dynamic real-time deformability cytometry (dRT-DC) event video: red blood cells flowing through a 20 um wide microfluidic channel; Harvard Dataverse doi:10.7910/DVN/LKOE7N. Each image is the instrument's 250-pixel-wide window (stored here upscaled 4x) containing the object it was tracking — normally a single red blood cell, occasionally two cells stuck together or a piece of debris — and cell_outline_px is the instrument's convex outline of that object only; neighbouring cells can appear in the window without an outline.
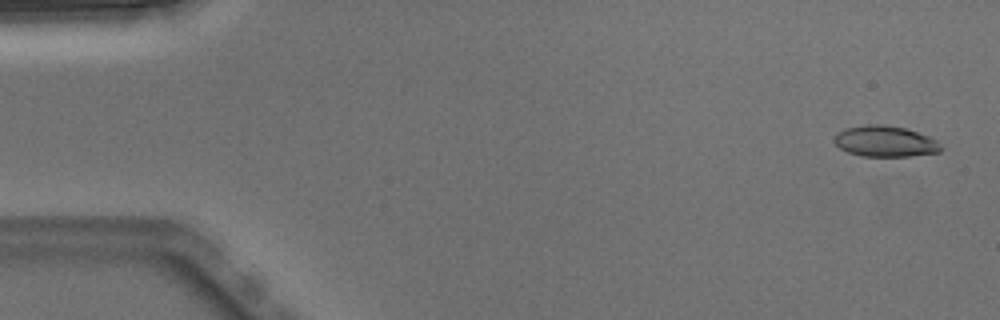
{"species": "Egyptian fruit bat (a non-hibernating species)", "species_latin": "Rousettus aegyptiacus", "temperature_condition": "warm", "stored_images_in_passage": 6, "camera_frame_rate_fps": 3000, "um_per_image_px": 0.085, "animal": {"sex": "male"}, "frame": {"image": 1, "passage_image": 1, "time_ms": 0.0, "image_size_px": [1000, 320], "cell_outline_px": [[944, 148], [940, 152], [912, 156], [860, 156], [848, 152], [840, 148], [832, 140], [836, 132], [848, 128], [868, 124], [884, 124], [904, 128], [928, 136], [936, 140]], "centroid_in_image_um": [75.23, 12.02], "position_along_channel_um": 9.8, "area_um2": 19.31}}
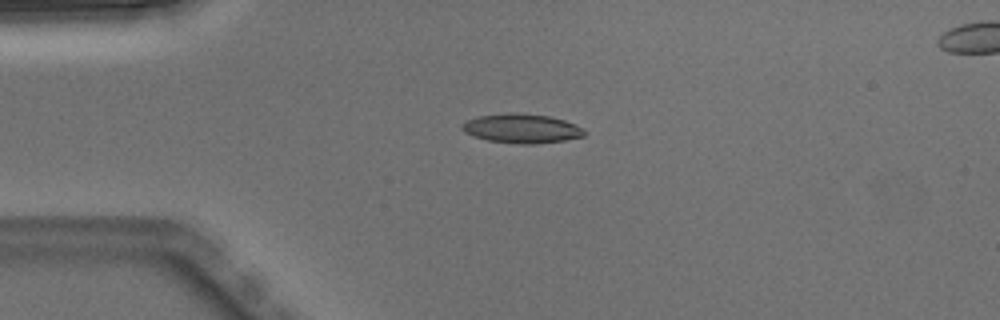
{"frame": {"image": 2, "passage_image": 4, "time_ms": 1.0, "image_size_px": [1000, 320], "cell_outline_px": [[584, 136], [564, 140], [536, 144], [520, 144], [488, 140], [464, 132], [460, 128], [460, 124], [476, 116], [508, 112], [516, 112], [548, 116], [564, 120], [584, 128]], "centroid_in_image_um": [44.32, 10.91], "position_along_channel_um": 40.7, "area_um2": 20.87}}